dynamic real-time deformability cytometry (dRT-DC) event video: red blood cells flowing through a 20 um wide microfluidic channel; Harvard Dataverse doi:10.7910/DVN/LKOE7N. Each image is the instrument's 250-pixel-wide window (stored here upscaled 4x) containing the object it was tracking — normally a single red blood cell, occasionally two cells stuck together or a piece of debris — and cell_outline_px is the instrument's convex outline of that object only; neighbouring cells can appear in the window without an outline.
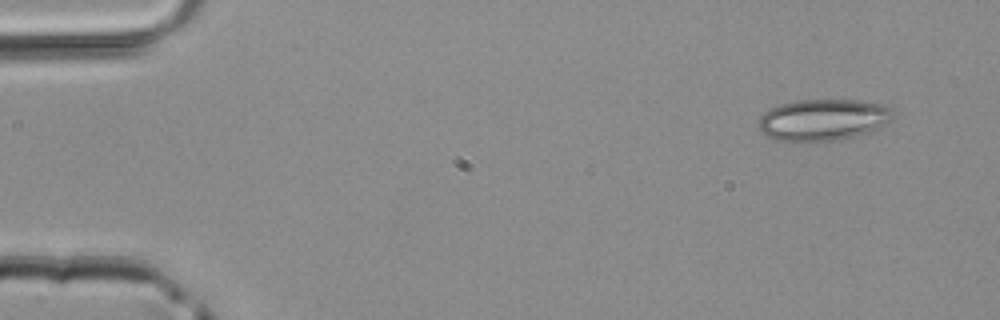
{"species": "common noctule bat (a hibernating species)", "species_latin": "Nyctalus noctula", "temperature_condition": "room temperature", "stored_images_in_passage": 4, "camera_frame_rate_fps": 3000, "um_per_image_px": 0.085, "animal": {"sex": "male", "body_mass_g": 20.4}, "frame": {"image": 1, "passage_image": 1, "time_ms": 0.0, "image_size_px": [1000, 320], "cell_outline_px": [[896, 116], [892, 120], [876, 132], [840, 140], [776, 140], [768, 136], [760, 128], [760, 116], [768, 108], [780, 104], [800, 100], [856, 100], [884, 104], [892, 108]], "centroid_in_image_um": [70.09, 10.17], "position_along_channel_um": 14.9, "area_um2": 32.83}}
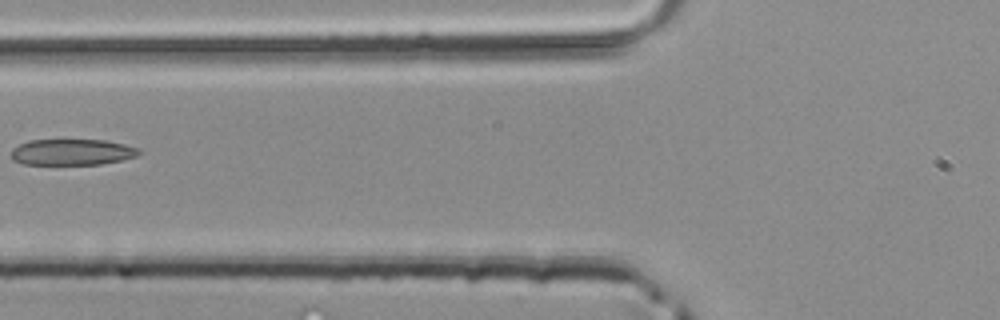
{"frame": {"image": 2, "passage_image": 4, "time_ms": 1.0, "image_size_px": [1000, 320], "cell_outline_px": [[140, 152], [136, 156], [120, 160], [100, 164], [24, 164], [12, 160], [12, 148], [28, 140], [104, 140], [124, 144], [140, 148]], "centroid_in_image_um": [6.11, 12.92], "position_along_channel_um": 119.7, "area_um2": 19.31}}